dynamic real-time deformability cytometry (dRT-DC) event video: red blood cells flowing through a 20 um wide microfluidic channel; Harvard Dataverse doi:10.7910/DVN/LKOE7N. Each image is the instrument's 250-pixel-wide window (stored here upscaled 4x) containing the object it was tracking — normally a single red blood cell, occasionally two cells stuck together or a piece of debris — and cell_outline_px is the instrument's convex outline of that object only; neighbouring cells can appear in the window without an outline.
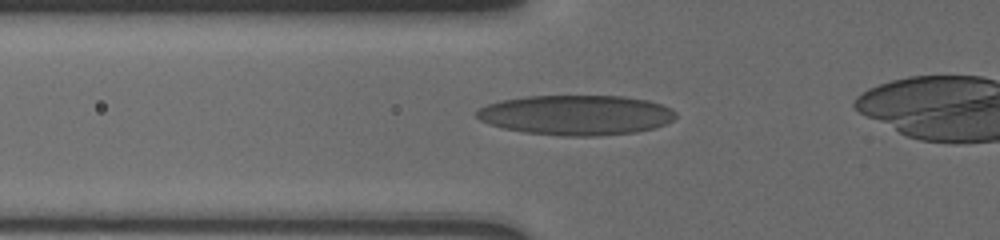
{"species": "human", "species_latin": "Homo sapiens", "temperature_condition": "cold", "stored_images_in_passage": 26, "camera_frame_rate_fps": 3000, "um_per_image_px": 0.085, "donor": {"sex": "male"}, "frame": {"image": 1, "passage_image": 3, "time_ms": 1.0, "image_size_px": [1000, 240], "cell_outline_px": [[676, 116], [672, 120], [656, 128], [636, 132], [600, 136], [560, 136], [524, 132], [504, 128], [488, 124], [480, 120], [476, 116], [476, 112], [480, 108], [488, 104], [500, 100], [524, 96], [624, 96], [648, 100], [672, 108], [676, 112]], "centroid_in_image_um": [48.98, 9.78], "position_along_channel_um": 76.8, "area_um2": 46.64}}
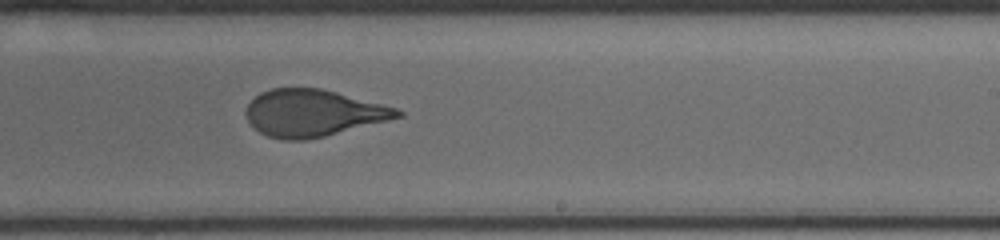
{"frame": {"image": 2, "passage_image": 15, "time_ms": 6.0, "image_size_px": [1000, 240], "cell_outline_px": [[404, 116], [324, 136], [304, 140], [284, 140], [268, 136], [260, 132], [248, 120], [244, 112], [248, 104], [260, 92], [272, 88], [320, 88], [336, 92], [396, 108], [404, 112]], "centroid_in_image_um": [26.58, 9.6], "position_along_channel_um": 262.4, "area_um2": 40.92}}
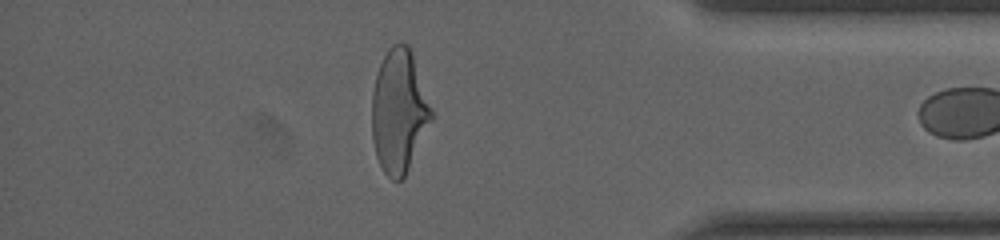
{"frame": {"image": 3, "passage_image": 25, "time_ms": 10.333, "image_size_px": [1000, 240], "cell_outline_px": [[432, 120], [404, 176], [400, 180], [392, 180], [384, 172], [376, 156], [372, 140], [372, 92], [376, 72], [388, 48], [392, 44], [408, 44], [412, 52], [432, 112]], "centroid_in_image_um": [33.88, 9.44], "position_along_channel_um": 401.3, "area_um2": 42.19}}